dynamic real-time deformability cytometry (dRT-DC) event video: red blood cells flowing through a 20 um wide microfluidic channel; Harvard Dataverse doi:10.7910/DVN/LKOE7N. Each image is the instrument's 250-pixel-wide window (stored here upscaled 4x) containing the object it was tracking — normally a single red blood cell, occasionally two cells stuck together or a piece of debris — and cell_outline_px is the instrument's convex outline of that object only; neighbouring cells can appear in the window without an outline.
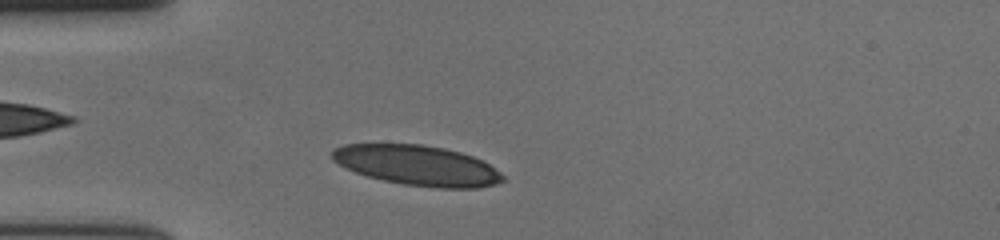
{"species": "human", "species_latin": "Homo sapiens", "temperature_condition": "cold", "stored_images_in_passage": 42, "camera_frame_rate_fps": 3000, "um_per_image_px": 0.085, "donor": {"sex": "female"}, "frame": {"image": 1, "passage_image": 5, "time_ms": 1.333, "image_size_px": [1000, 240], "cell_outline_px": [[504, 180], [496, 184], [476, 188], [436, 188], [404, 184], [384, 180], [368, 176], [356, 172], [332, 160], [332, 152], [336, 148], [344, 144], [420, 144], [444, 148], [460, 152], [472, 156], [488, 164], [500, 172], [504, 176]], "centroid_in_image_um": [35.49, 14.06], "position_along_channel_um": 49.5, "area_um2": 39.54}}
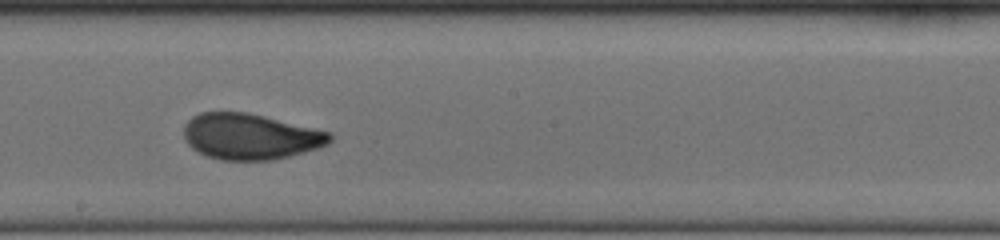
{"frame": {"image": 2, "passage_image": 21, "time_ms": 6.667, "image_size_px": [1000, 240], "cell_outline_px": [[332, 140], [328, 144], [304, 152], [272, 160], [220, 160], [204, 156], [192, 148], [184, 140], [184, 124], [192, 116], [200, 112], [244, 112], [264, 116], [316, 128], [332, 132]], "centroid_in_image_um": [21.25, 11.6], "position_along_channel_um": 226.9, "area_um2": 39.25}}
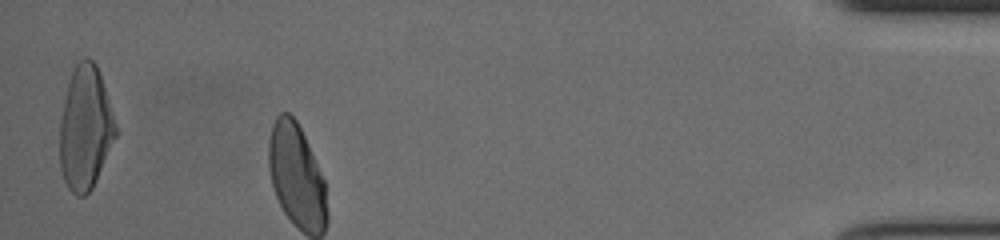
{"frame": {"image": 3, "passage_image": 41, "time_ms": 13.333, "image_size_px": [1000, 240], "cell_outline_px": [[116, 136], [96, 180], [92, 188], [84, 196], [76, 196], [68, 188], [64, 180], [60, 168], [60, 120], [68, 80], [76, 64], [84, 56], [88, 56], [96, 64], [116, 124]], "centroid_in_image_um": [7.23, 10.89], "position_along_channel_um": 428.0, "area_um2": 39.94}, "authors_computed_cell_mechanics": {"area_um2": 39.1884, "velocity_mm_per_s": 3.6146, "shape_relaxation_time_tau1_ms": 5.3642, "shape_relaxation_time_tau2_ms": 0.8711, "deformation_change_tau1": 0.1591, "deformation_change_tau2": 0.0549}}